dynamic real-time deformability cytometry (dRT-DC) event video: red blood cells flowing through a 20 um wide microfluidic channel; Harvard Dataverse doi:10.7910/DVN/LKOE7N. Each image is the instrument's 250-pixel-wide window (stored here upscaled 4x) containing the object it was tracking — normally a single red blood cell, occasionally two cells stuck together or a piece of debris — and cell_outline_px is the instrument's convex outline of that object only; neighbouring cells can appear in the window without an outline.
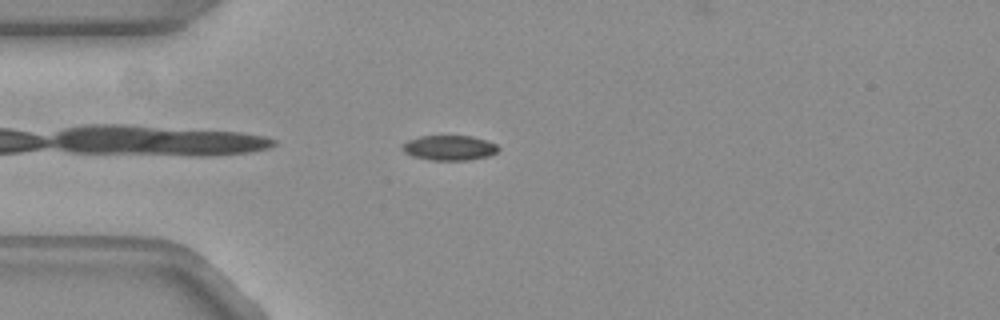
{"species": "common noctule bat (a hibernating species)", "species_latin": "Nyctalus noctula", "temperature_condition": "warm", "stored_images_in_passage": 43, "camera_frame_rate_fps": 3000, "um_per_image_px": 0.085, "animal": {"sex": "female", "body_mass_g": 19.3, "forearm_length_mm": 54.1}, "frame": {"image": 1, "passage_image": 3, "time_ms": 0.667, "image_size_px": [1000, 320], "cell_outline_px": [[500, 148], [496, 152], [488, 156], [464, 160], [432, 160], [412, 156], [404, 152], [404, 144], [408, 140], [420, 136], [468, 136], [484, 140], [496, 144]], "centroid_in_image_um": [38.19, 12.56], "position_along_channel_um": 46.8, "area_um2": 13.64}}
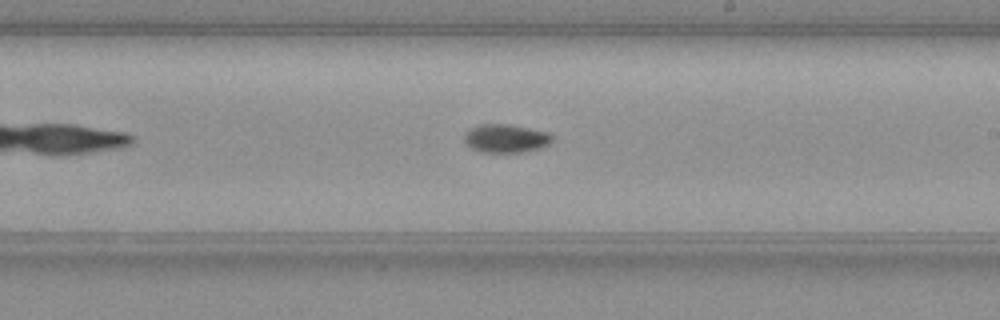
{"frame": {"image": 2, "passage_image": 20, "time_ms": 6.333, "image_size_px": [1000, 320], "cell_outline_px": [[552, 140], [544, 148], [524, 152], [480, 152], [472, 148], [464, 140], [464, 136], [472, 128], [480, 124], [508, 124], [548, 132], [552, 136]], "centroid_in_image_um": [43.03, 11.77], "position_along_channel_um": 246.0, "area_um2": 14.45}}
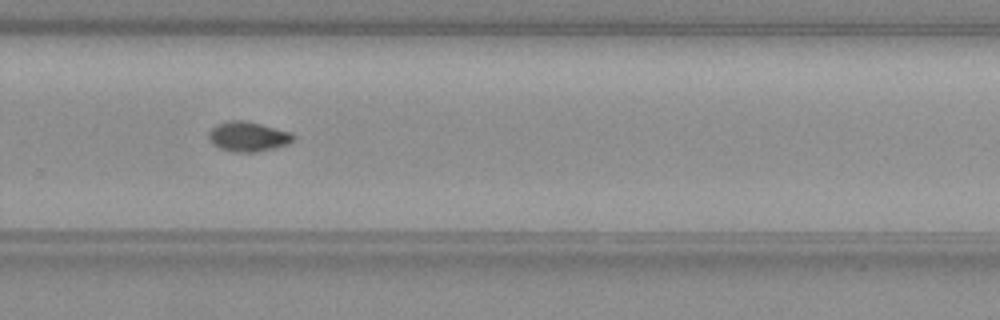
{"frame": {"image": 3, "passage_image": 25, "time_ms": 8.0, "image_size_px": [1000, 320], "cell_outline_px": [[292, 140], [284, 144], [272, 148], [256, 152], [232, 152], [220, 148], [212, 144], [208, 136], [208, 132], [212, 128], [220, 124], [232, 120], [244, 120], [292, 132]], "centroid_in_image_um": [21.03, 11.61], "position_along_channel_um": 308.8, "area_um2": 14.33}, "authors_computed_cell_mechanics": {"area_um2": 14.1032, "velocity_mm_per_s": 3.779, "shape_relaxation_time_tau1_ms": null, "shape_relaxation_time_tau2_ms": 1.6752, "deformation_change_tau1": null, "deformation_change_tau2": 0.0359}}